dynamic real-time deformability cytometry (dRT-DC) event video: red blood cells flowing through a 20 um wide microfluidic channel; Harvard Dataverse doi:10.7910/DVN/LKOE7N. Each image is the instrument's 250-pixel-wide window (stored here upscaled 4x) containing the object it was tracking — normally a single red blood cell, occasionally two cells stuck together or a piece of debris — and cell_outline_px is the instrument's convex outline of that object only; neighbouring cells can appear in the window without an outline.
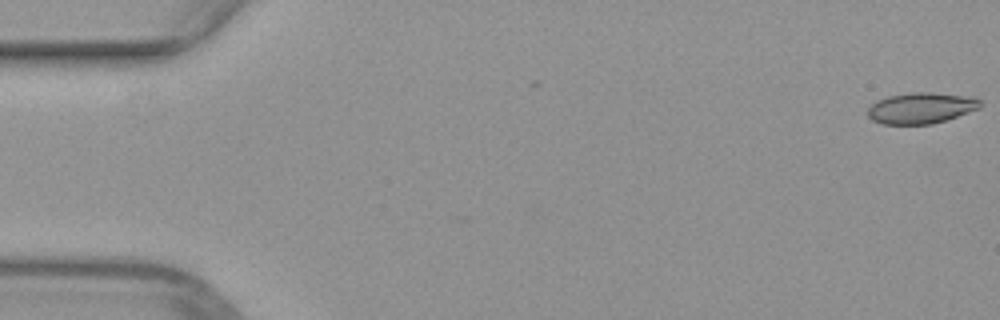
{"species": "common noctule bat (a hibernating species)", "species_latin": "Nyctalus noctula", "temperature_condition": "warm", "stored_images_in_passage": 48, "camera_frame_rate_fps": 3000, "um_per_image_px": 0.085, "animal": {"sex": "female", "body_mass_g": 29.2, "forearm_length_mm": 56.3}, "frame": {"image": 1, "passage_image": 1, "time_ms": 0.0, "image_size_px": [1000, 320], "cell_outline_px": [[980, 108], [932, 124], [884, 124], [872, 120], [868, 116], [868, 108], [876, 100], [888, 96], [912, 92], [928, 92], [972, 96], [980, 100]], "centroid_in_image_um": [78.27, 9.17], "position_along_channel_um": 6.7, "area_um2": 20.23}}
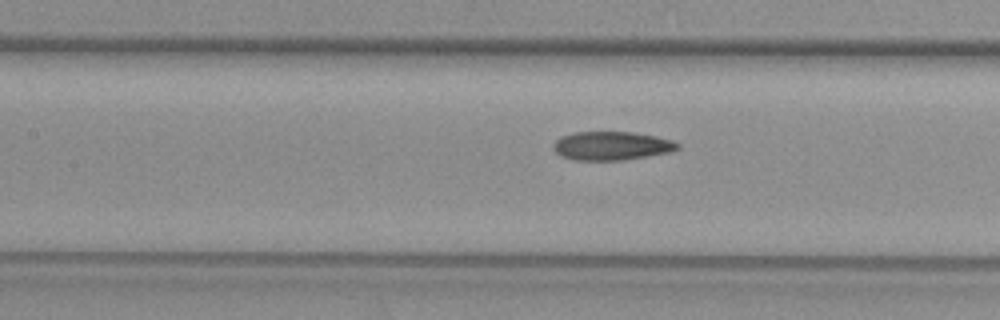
{"frame": {"image": 2, "passage_image": 23, "time_ms": 7.333, "image_size_px": [1000, 320], "cell_outline_px": [[680, 148], [672, 152], [624, 160], [572, 160], [560, 156], [556, 152], [552, 144], [560, 136], [572, 132], [632, 132], [656, 136], [672, 140], [680, 144]], "centroid_in_image_um": [51.99, 12.39], "position_along_channel_um": 155.4, "area_um2": 20.98}}
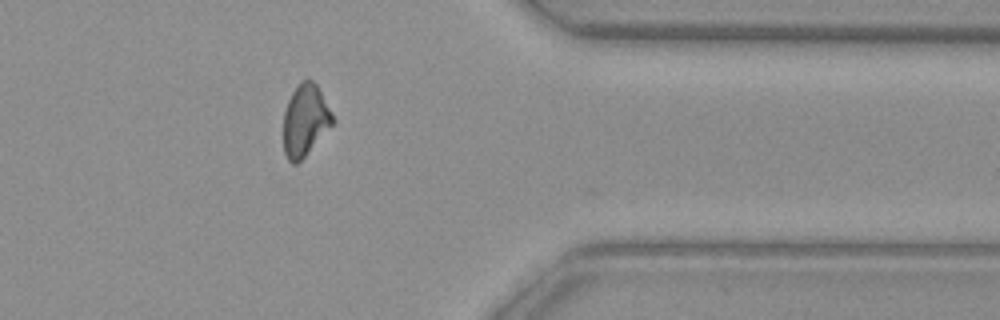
{"frame": {"image": 3, "passage_image": 41, "time_ms": 13.333, "image_size_px": [1000, 320], "cell_outline_px": [[336, 120], [304, 156], [296, 164], [292, 164], [288, 160], [284, 152], [284, 112], [288, 100], [296, 84], [300, 80], [312, 80], [316, 84]], "centroid_in_image_um": [25.93, 10.2], "position_along_channel_um": 385.5, "area_um2": 20.29}}